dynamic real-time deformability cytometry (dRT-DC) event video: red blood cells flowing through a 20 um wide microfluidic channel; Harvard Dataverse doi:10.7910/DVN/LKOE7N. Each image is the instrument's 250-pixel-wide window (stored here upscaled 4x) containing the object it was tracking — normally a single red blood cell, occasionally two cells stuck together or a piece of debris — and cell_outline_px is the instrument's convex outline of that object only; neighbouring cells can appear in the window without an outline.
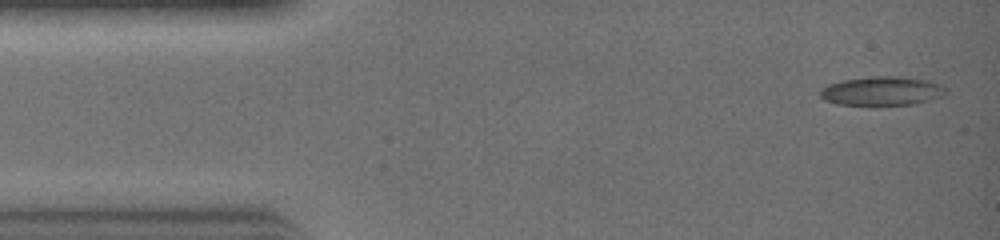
{"species": "common noctule bat (a hibernating species)", "species_latin": "Nyctalus noctula", "temperature_condition": "warm", "stored_images_in_passage": 30, "camera_frame_rate_fps": 3000, "um_per_image_px": 0.085, "animal": {"sex": "female", "body_mass_g": 19.0, "forearm_length_mm": 51.5}, "frame": {"image": 1, "passage_image": 1, "time_ms": 0.0, "image_size_px": [1000, 240], "cell_outline_px": [[948, 88], [940, 96], [928, 100], [912, 104], [840, 104], [824, 100], [820, 96], [820, 92], [828, 84], [844, 80], [872, 76], [892, 76], [928, 80], [940, 84]], "centroid_in_image_um": [74.96, 7.72], "position_along_channel_um": 10.0, "area_um2": 20.63}}
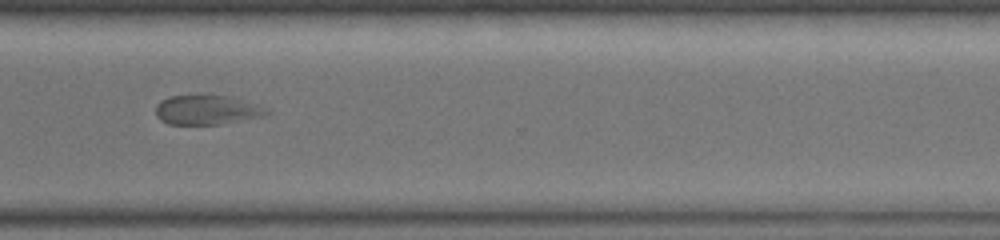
{"frame": {"image": 2, "passage_image": 22, "time_ms": 7.0, "image_size_px": [1000, 240], "cell_outline_px": [[272, 112], [264, 116], [224, 124], [168, 124], [160, 120], [156, 116], [156, 104], [160, 100], [168, 96], [200, 92], [208, 92], [232, 96], [268, 108]], "centroid_in_image_um": [17.59, 9.28], "position_along_channel_um": 353.0, "area_um2": 20.23}}
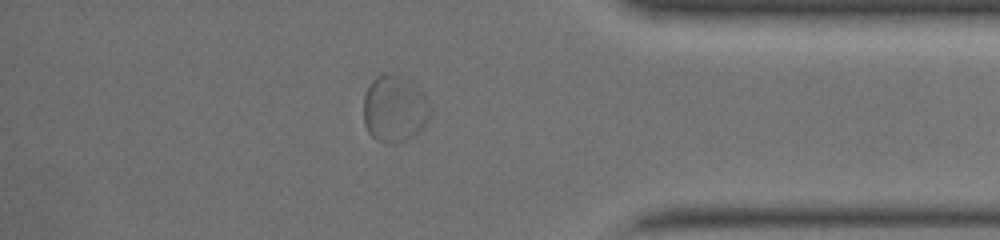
{"frame": {"image": 3, "passage_image": 25, "time_ms": 8.0, "image_size_px": [1000, 240], "cell_outline_px": [[432, 112], [428, 120], [408, 140], [400, 144], [396, 144], [376, 140], [368, 132], [364, 124], [364, 96], [372, 80], [376, 76], [388, 72], [396, 72], [412, 80], [424, 92], [432, 108]], "centroid_in_image_um": [33.56, 9.2], "position_along_channel_um": 401.6, "area_um2": 26.65}}